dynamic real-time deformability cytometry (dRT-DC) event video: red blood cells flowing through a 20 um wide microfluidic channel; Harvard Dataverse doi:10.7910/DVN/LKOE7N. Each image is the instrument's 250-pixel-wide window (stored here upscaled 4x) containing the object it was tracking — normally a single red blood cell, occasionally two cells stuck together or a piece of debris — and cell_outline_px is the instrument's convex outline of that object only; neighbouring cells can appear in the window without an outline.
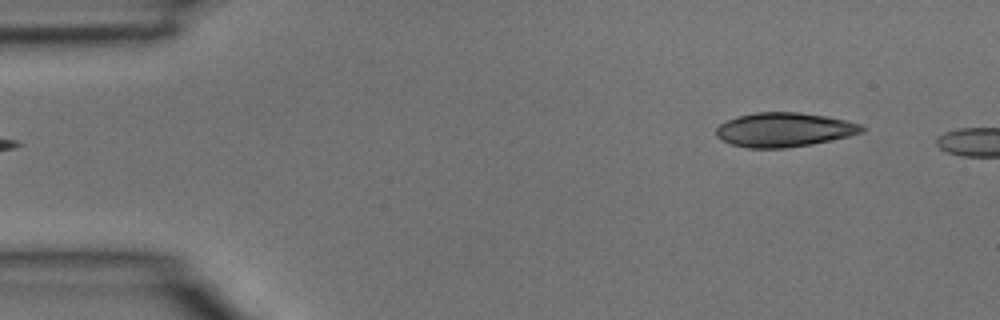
{"species": "common noctule bat (a hibernating species)", "species_latin": "Nyctalus noctula", "temperature_condition": "room temperature", "stored_images_in_passage": 3, "segment_of_instrument_passage": [2, 2], "camera_frame_rate_fps": 3000, "um_per_image_px": 0.085, "animal": {"sex": "male", "body_mass_g": 15.6}, "frame": {"image": 1, "passage_image": 3, "time_ms": 0.667, "image_size_px": [1000, 320], "cell_outline_px": [[868, 128], [864, 132], [848, 136], [812, 144], [784, 148], [748, 148], [732, 144], [720, 140], [716, 136], [716, 128], [720, 124], [728, 120], [740, 116], [756, 112], [800, 112], [828, 116], [860, 124]], "centroid_in_image_um": [66.67, 11.03], "position_along_channel_um": 18.3, "area_um2": 29.07}}